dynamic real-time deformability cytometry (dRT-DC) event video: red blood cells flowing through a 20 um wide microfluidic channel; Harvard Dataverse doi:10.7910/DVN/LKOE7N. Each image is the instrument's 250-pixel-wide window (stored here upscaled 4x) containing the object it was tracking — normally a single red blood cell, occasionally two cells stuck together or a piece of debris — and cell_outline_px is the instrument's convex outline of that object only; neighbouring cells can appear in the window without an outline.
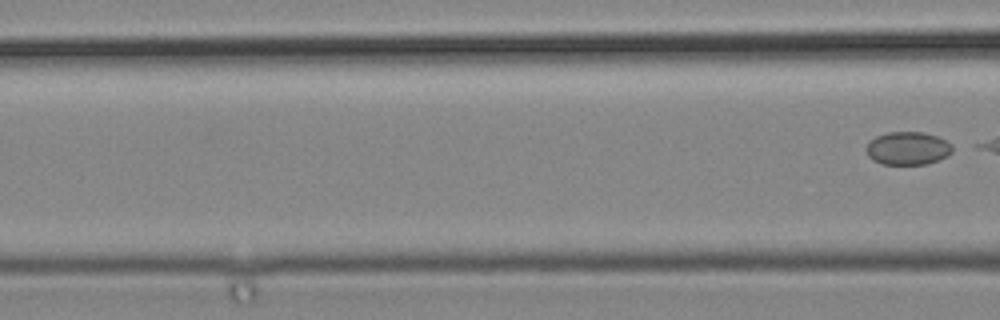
{"species": "common noctule bat (a hibernating species)", "species_latin": "Nyctalus noctula", "temperature_condition": "cold", "stored_images_in_passage": 7, "camera_frame_rate_fps": 3000, "um_per_image_px": 0.085, "animal": {"sex": "male", "body_mass_g": 19.2, "forearm_length_mm": 51.8}, "frame": {"image": 1, "passage_image": 7, "time_ms": 2.0, "image_size_px": [1000, 320], "cell_outline_px": [[960, 148], [948, 156], [928, 164], [880, 164], [872, 160], [868, 156], [864, 148], [876, 136], [888, 132], [924, 132], [936, 136]], "centroid_in_image_um": [77.22, 12.61], "position_along_channel_um": 89.4, "area_um2": 16.99}}